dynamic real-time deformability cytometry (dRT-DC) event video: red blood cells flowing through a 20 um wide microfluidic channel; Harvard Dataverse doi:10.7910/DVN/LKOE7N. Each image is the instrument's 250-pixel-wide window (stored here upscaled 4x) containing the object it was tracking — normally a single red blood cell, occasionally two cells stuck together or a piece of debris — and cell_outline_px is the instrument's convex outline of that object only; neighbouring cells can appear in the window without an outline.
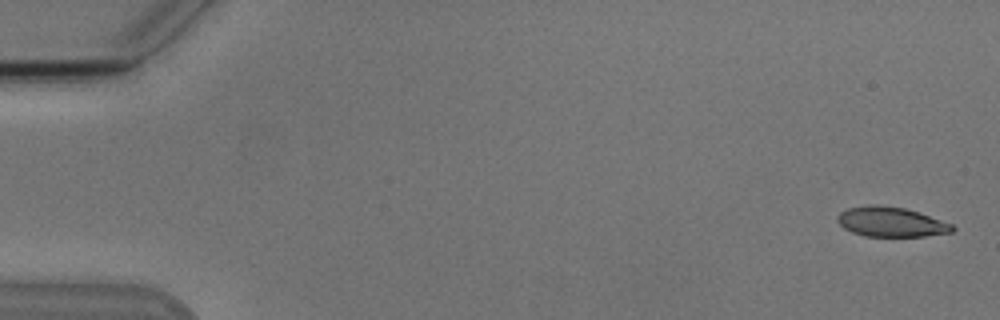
{"species": "Egyptian fruit bat (a non-hibernating species)", "species_latin": "Rousettus aegyptiacus", "temperature_condition": "cold", "stored_images_in_passage": 5, "camera_frame_rate_fps": 3000, "um_per_image_px": 0.085, "animal": {"sex": "male"}, "frame": {"image": 1, "passage_image": 1, "time_ms": 0.0, "image_size_px": [1000, 320], "cell_outline_px": [[956, 228], [952, 232], [924, 236], [864, 236], [852, 232], [844, 228], [836, 220], [836, 216], [840, 212], [848, 208], [868, 204], [880, 204], [904, 208], [952, 224]], "centroid_in_image_um": [75.68, 18.85], "position_along_channel_um": 9.3, "area_um2": 19.88}}
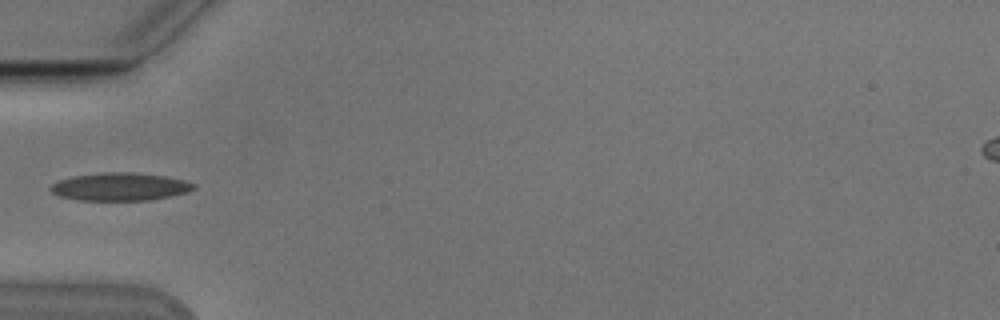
{"frame": {"image": 2, "passage_image": 5, "time_ms": 5.667, "image_size_px": [1000, 320], "cell_outline_px": [[196, 188], [188, 192], [148, 200], [80, 200], [60, 196], [52, 192], [48, 188], [52, 184], [60, 180], [72, 176], [100, 172], [132, 172], [164, 176], [184, 180], [196, 184]], "centroid_in_image_um": [10.19, 15.86], "position_along_channel_um": 74.8, "area_um2": 23.18}}